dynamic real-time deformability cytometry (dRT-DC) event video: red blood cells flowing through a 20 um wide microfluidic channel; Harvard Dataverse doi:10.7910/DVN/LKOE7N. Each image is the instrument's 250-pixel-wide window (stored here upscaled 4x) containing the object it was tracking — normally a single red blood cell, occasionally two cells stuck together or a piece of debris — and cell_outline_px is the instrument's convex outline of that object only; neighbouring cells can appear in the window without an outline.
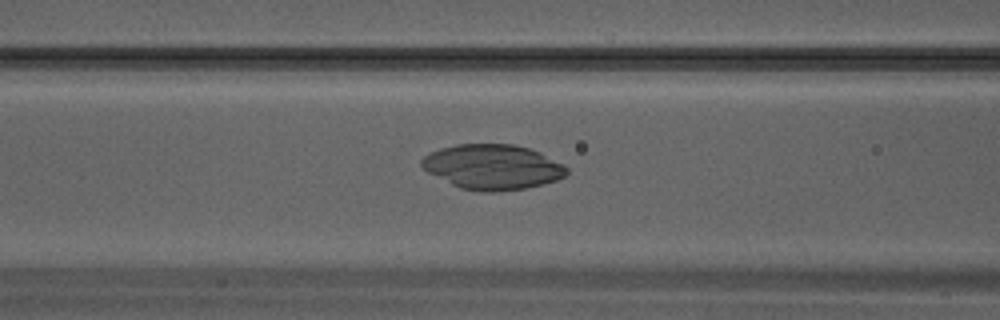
{"species": "Egyptian fruit bat (a non-hibernating species)", "species_latin": "Rousettus aegyptiacus", "temperature_condition": "warm", "stored_images_in_passage": 34, "segment_of_instrument_passage": [1, 2], "camera_frame_rate_fps": 3000, "um_per_image_px": 0.085, "animal": {"sex": "male"}, "frame": {"image": 1, "passage_image": 14, "time_ms": 4.333, "image_size_px": [1000, 320], "cell_outline_px": [[568, 172], [564, 176], [556, 180], [524, 188], [500, 192], [484, 192], [460, 188], [428, 172], [420, 164], [420, 160], [424, 156], [440, 148], [456, 144], [512, 144], [528, 148], [540, 152], [564, 164], [568, 168]], "centroid_in_image_um": [41.87, 14.18], "position_along_channel_um": 124.7, "area_um2": 37.92}}
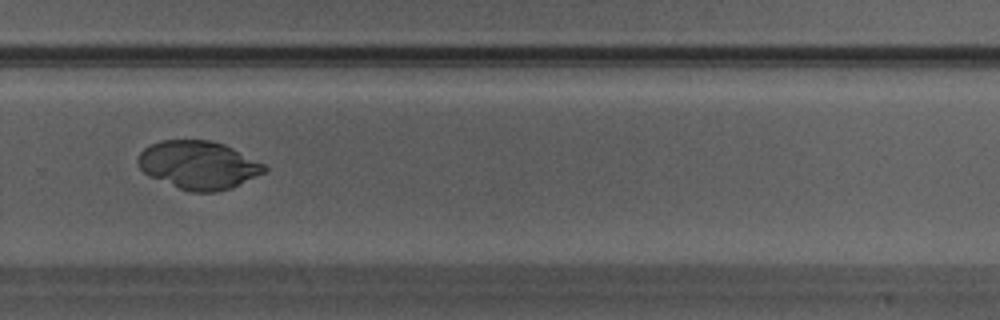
{"frame": {"image": 2, "passage_image": 23, "time_ms": 7.333, "image_size_px": [1000, 320], "cell_outline_px": [[268, 172], [232, 188], [216, 192], [192, 192], [180, 188], [148, 176], [140, 168], [136, 160], [140, 152], [144, 148], [160, 140], [208, 140], [224, 144], [264, 164], [268, 168]], "centroid_in_image_um": [16.88, 14.03], "position_along_channel_um": 312.9, "area_um2": 35.55}}
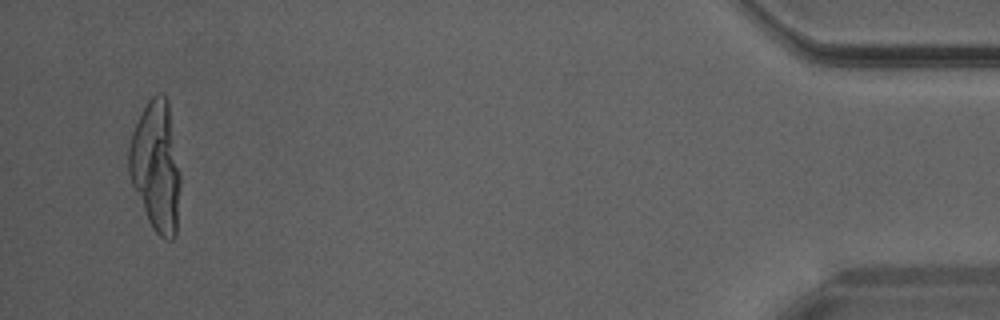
{"frame": {"image": 3, "passage_image": 32, "time_ms": 10.333, "image_size_px": [1000, 320], "cell_outline_px": [[180, 188], [176, 236], [172, 240], [164, 240], [152, 228], [148, 220], [132, 184], [128, 172], [128, 148], [132, 132], [148, 100], [156, 92], [164, 92], [168, 100], [180, 172]], "centroid_in_image_um": [13.27, 14.13], "position_along_channel_um": 421.9, "area_um2": 39.25}}